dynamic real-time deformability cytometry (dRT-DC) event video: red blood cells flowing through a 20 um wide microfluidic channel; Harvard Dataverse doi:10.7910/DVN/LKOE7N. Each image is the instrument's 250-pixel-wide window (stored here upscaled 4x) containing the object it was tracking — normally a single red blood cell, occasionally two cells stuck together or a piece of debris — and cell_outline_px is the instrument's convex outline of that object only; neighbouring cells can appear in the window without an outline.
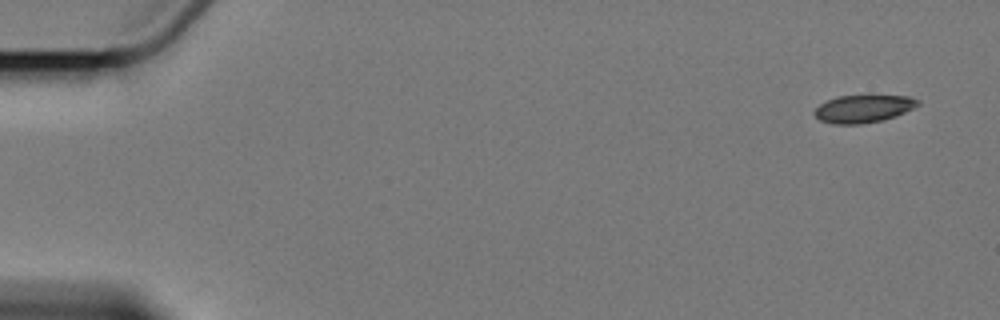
{"species": "Egyptian fruit bat (a non-hibernating species)", "species_latin": "Rousettus aegyptiacus", "temperature_condition": "cold", "stored_images_in_passage": 7, "camera_frame_rate_fps": 3000, "um_per_image_px": 0.085, "animal": {"sex": "female"}, "frame": {"image": 1, "passage_image": 1, "time_ms": 0.0, "image_size_px": [1000, 320], "cell_outline_px": [[920, 104], [896, 116], [884, 120], [860, 124], [832, 124], [820, 120], [812, 112], [820, 104], [836, 96], [868, 92], [908, 96], [920, 100]], "centroid_in_image_um": [73.41, 9.18], "position_along_channel_um": 11.6, "area_um2": 17.63}}
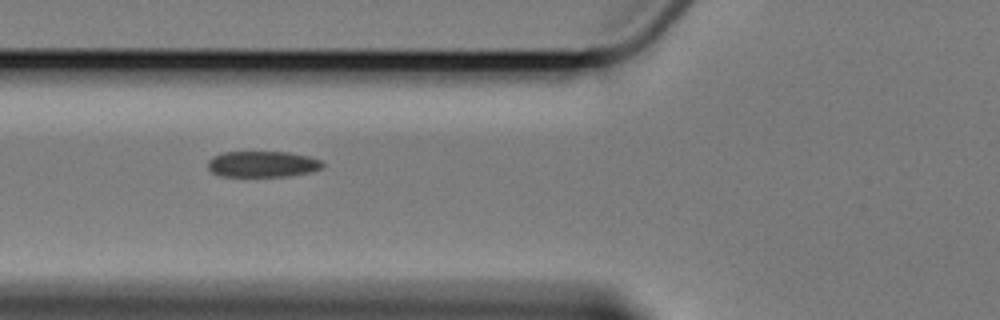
{"frame": {"image": 2, "passage_image": 6, "time_ms": 6.667, "image_size_px": [1000, 320], "cell_outline_px": [[324, 164], [320, 168], [312, 172], [288, 176], [220, 176], [212, 172], [208, 168], [208, 160], [212, 156], [224, 152], [288, 152], [308, 156], [320, 160]], "centroid_in_image_um": [22.29, 13.95], "position_along_channel_um": 103.5, "area_um2": 17.4}}
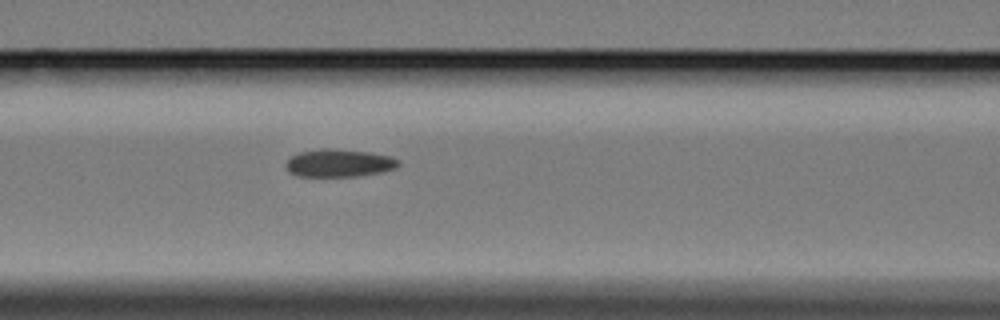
{"frame": {"image": 3, "passage_image": 7, "time_ms": 7.667, "image_size_px": [1000, 320], "cell_outline_px": [[400, 164], [396, 168], [380, 172], [356, 176], [300, 176], [288, 172], [288, 160], [292, 156], [300, 152], [320, 148], [328, 148], [368, 152], [392, 156], [400, 160]], "centroid_in_image_um": [28.87, 13.85], "position_along_channel_um": 137.7, "area_um2": 18.03}}